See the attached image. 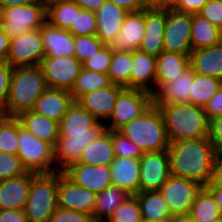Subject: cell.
<instances>
[{
    "label": "cell",
    "mask_w": 222,
    "mask_h": 222,
    "mask_svg": "<svg viewBox=\"0 0 222 222\" xmlns=\"http://www.w3.org/2000/svg\"><path fill=\"white\" fill-rule=\"evenodd\" d=\"M139 162V192L159 191L171 175L167 150L145 152L139 158Z\"/></svg>",
    "instance_id": "cell-14"
},
{
    "label": "cell",
    "mask_w": 222,
    "mask_h": 222,
    "mask_svg": "<svg viewBox=\"0 0 222 222\" xmlns=\"http://www.w3.org/2000/svg\"><path fill=\"white\" fill-rule=\"evenodd\" d=\"M48 222H93L89 214L58 207Z\"/></svg>",
    "instance_id": "cell-48"
},
{
    "label": "cell",
    "mask_w": 222,
    "mask_h": 222,
    "mask_svg": "<svg viewBox=\"0 0 222 222\" xmlns=\"http://www.w3.org/2000/svg\"><path fill=\"white\" fill-rule=\"evenodd\" d=\"M38 0H0V5L2 8L14 7V6H22L28 5Z\"/></svg>",
    "instance_id": "cell-59"
},
{
    "label": "cell",
    "mask_w": 222,
    "mask_h": 222,
    "mask_svg": "<svg viewBox=\"0 0 222 222\" xmlns=\"http://www.w3.org/2000/svg\"><path fill=\"white\" fill-rule=\"evenodd\" d=\"M153 105L149 92L124 88L118 95L106 130L119 131L133 119L141 116Z\"/></svg>",
    "instance_id": "cell-9"
},
{
    "label": "cell",
    "mask_w": 222,
    "mask_h": 222,
    "mask_svg": "<svg viewBox=\"0 0 222 222\" xmlns=\"http://www.w3.org/2000/svg\"><path fill=\"white\" fill-rule=\"evenodd\" d=\"M203 110L207 114V118L209 120L218 116H222V86L207 102Z\"/></svg>",
    "instance_id": "cell-50"
},
{
    "label": "cell",
    "mask_w": 222,
    "mask_h": 222,
    "mask_svg": "<svg viewBox=\"0 0 222 222\" xmlns=\"http://www.w3.org/2000/svg\"><path fill=\"white\" fill-rule=\"evenodd\" d=\"M191 14L166 10L164 51L190 55Z\"/></svg>",
    "instance_id": "cell-13"
},
{
    "label": "cell",
    "mask_w": 222,
    "mask_h": 222,
    "mask_svg": "<svg viewBox=\"0 0 222 222\" xmlns=\"http://www.w3.org/2000/svg\"><path fill=\"white\" fill-rule=\"evenodd\" d=\"M179 0H146L149 9L174 10Z\"/></svg>",
    "instance_id": "cell-55"
},
{
    "label": "cell",
    "mask_w": 222,
    "mask_h": 222,
    "mask_svg": "<svg viewBox=\"0 0 222 222\" xmlns=\"http://www.w3.org/2000/svg\"><path fill=\"white\" fill-rule=\"evenodd\" d=\"M109 168L113 186L126 190L130 195L139 193V158L115 156Z\"/></svg>",
    "instance_id": "cell-20"
},
{
    "label": "cell",
    "mask_w": 222,
    "mask_h": 222,
    "mask_svg": "<svg viewBox=\"0 0 222 222\" xmlns=\"http://www.w3.org/2000/svg\"><path fill=\"white\" fill-rule=\"evenodd\" d=\"M206 188L212 193L219 207L222 217V185H207Z\"/></svg>",
    "instance_id": "cell-58"
},
{
    "label": "cell",
    "mask_w": 222,
    "mask_h": 222,
    "mask_svg": "<svg viewBox=\"0 0 222 222\" xmlns=\"http://www.w3.org/2000/svg\"><path fill=\"white\" fill-rule=\"evenodd\" d=\"M69 32L74 36L96 35L97 23L95 13L83 10L76 4V19Z\"/></svg>",
    "instance_id": "cell-41"
},
{
    "label": "cell",
    "mask_w": 222,
    "mask_h": 222,
    "mask_svg": "<svg viewBox=\"0 0 222 222\" xmlns=\"http://www.w3.org/2000/svg\"><path fill=\"white\" fill-rule=\"evenodd\" d=\"M132 51L113 52L107 75L112 84L130 89Z\"/></svg>",
    "instance_id": "cell-36"
},
{
    "label": "cell",
    "mask_w": 222,
    "mask_h": 222,
    "mask_svg": "<svg viewBox=\"0 0 222 222\" xmlns=\"http://www.w3.org/2000/svg\"><path fill=\"white\" fill-rule=\"evenodd\" d=\"M119 131L138 145L144 153L164 151L169 147L170 141L166 134L164 119L155 104Z\"/></svg>",
    "instance_id": "cell-5"
},
{
    "label": "cell",
    "mask_w": 222,
    "mask_h": 222,
    "mask_svg": "<svg viewBox=\"0 0 222 222\" xmlns=\"http://www.w3.org/2000/svg\"><path fill=\"white\" fill-rule=\"evenodd\" d=\"M35 172L27 171L14 178L0 180V208L23 210L25 208L31 178Z\"/></svg>",
    "instance_id": "cell-19"
},
{
    "label": "cell",
    "mask_w": 222,
    "mask_h": 222,
    "mask_svg": "<svg viewBox=\"0 0 222 222\" xmlns=\"http://www.w3.org/2000/svg\"><path fill=\"white\" fill-rule=\"evenodd\" d=\"M44 55L41 28H37L9 40V51L5 61L12 68L36 66L40 65Z\"/></svg>",
    "instance_id": "cell-10"
},
{
    "label": "cell",
    "mask_w": 222,
    "mask_h": 222,
    "mask_svg": "<svg viewBox=\"0 0 222 222\" xmlns=\"http://www.w3.org/2000/svg\"><path fill=\"white\" fill-rule=\"evenodd\" d=\"M111 84L107 74L82 68L69 92L72 94L74 101H76L81 95L98 90L102 87H108Z\"/></svg>",
    "instance_id": "cell-37"
},
{
    "label": "cell",
    "mask_w": 222,
    "mask_h": 222,
    "mask_svg": "<svg viewBox=\"0 0 222 222\" xmlns=\"http://www.w3.org/2000/svg\"><path fill=\"white\" fill-rule=\"evenodd\" d=\"M40 67L43 70L47 87L70 91L83 68L75 57L44 56Z\"/></svg>",
    "instance_id": "cell-11"
},
{
    "label": "cell",
    "mask_w": 222,
    "mask_h": 222,
    "mask_svg": "<svg viewBox=\"0 0 222 222\" xmlns=\"http://www.w3.org/2000/svg\"><path fill=\"white\" fill-rule=\"evenodd\" d=\"M139 202L143 222H152L171 217L168 204L159 191H145L135 194Z\"/></svg>",
    "instance_id": "cell-32"
},
{
    "label": "cell",
    "mask_w": 222,
    "mask_h": 222,
    "mask_svg": "<svg viewBox=\"0 0 222 222\" xmlns=\"http://www.w3.org/2000/svg\"><path fill=\"white\" fill-rule=\"evenodd\" d=\"M105 44L96 35L75 36V57L83 63Z\"/></svg>",
    "instance_id": "cell-43"
},
{
    "label": "cell",
    "mask_w": 222,
    "mask_h": 222,
    "mask_svg": "<svg viewBox=\"0 0 222 222\" xmlns=\"http://www.w3.org/2000/svg\"><path fill=\"white\" fill-rule=\"evenodd\" d=\"M201 187L193 180L170 175L159 192L166 200L171 215H188Z\"/></svg>",
    "instance_id": "cell-12"
},
{
    "label": "cell",
    "mask_w": 222,
    "mask_h": 222,
    "mask_svg": "<svg viewBox=\"0 0 222 222\" xmlns=\"http://www.w3.org/2000/svg\"><path fill=\"white\" fill-rule=\"evenodd\" d=\"M194 71L189 67L171 82H164L152 95L153 104H187L190 103V92Z\"/></svg>",
    "instance_id": "cell-22"
},
{
    "label": "cell",
    "mask_w": 222,
    "mask_h": 222,
    "mask_svg": "<svg viewBox=\"0 0 222 222\" xmlns=\"http://www.w3.org/2000/svg\"><path fill=\"white\" fill-rule=\"evenodd\" d=\"M124 87L111 84L98 90L81 95L76 101L98 121L109 120L113 112L116 99Z\"/></svg>",
    "instance_id": "cell-18"
},
{
    "label": "cell",
    "mask_w": 222,
    "mask_h": 222,
    "mask_svg": "<svg viewBox=\"0 0 222 222\" xmlns=\"http://www.w3.org/2000/svg\"><path fill=\"white\" fill-rule=\"evenodd\" d=\"M166 10L145 9V34L139 50L157 57L164 51Z\"/></svg>",
    "instance_id": "cell-21"
},
{
    "label": "cell",
    "mask_w": 222,
    "mask_h": 222,
    "mask_svg": "<svg viewBox=\"0 0 222 222\" xmlns=\"http://www.w3.org/2000/svg\"><path fill=\"white\" fill-rule=\"evenodd\" d=\"M12 71L13 68L6 61H0V113L4 116Z\"/></svg>",
    "instance_id": "cell-46"
},
{
    "label": "cell",
    "mask_w": 222,
    "mask_h": 222,
    "mask_svg": "<svg viewBox=\"0 0 222 222\" xmlns=\"http://www.w3.org/2000/svg\"><path fill=\"white\" fill-rule=\"evenodd\" d=\"M63 173L75 184L96 194L112 185L110 168L105 165L92 166L77 162L70 165Z\"/></svg>",
    "instance_id": "cell-17"
},
{
    "label": "cell",
    "mask_w": 222,
    "mask_h": 222,
    "mask_svg": "<svg viewBox=\"0 0 222 222\" xmlns=\"http://www.w3.org/2000/svg\"><path fill=\"white\" fill-rule=\"evenodd\" d=\"M18 156L27 171L35 173H51L58 171L53 169L54 148L50 143L42 141L31 134L18 119Z\"/></svg>",
    "instance_id": "cell-7"
},
{
    "label": "cell",
    "mask_w": 222,
    "mask_h": 222,
    "mask_svg": "<svg viewBox=\"0 0 222 222\" xmlns=\"http://www.w3.org/2000/svg\"><path fill=\"white\" fill-rule=\"evenodd\" d=\"M114 157L112 131L105 130L96 140H93L86 146L78 163L92 166H109Z\"/></svg>",
    "instance_id": "cell-30"
},
{
    "label": "cell",
    "mask_w": 222,
    "mask_h": 222,
    "mask_svg": "<svg viewBox=\"0 0 222 222\" xmlns=\"http://www.w3.org/2000/svg\"><path fill=\"white\" fill-rule=\"evenodd\" d=\"M112 146L117 157L140 158L144 152L120 131H112Z\"/></svg>",
    "instance_id": "cell-42"
},
{
    "label": "cell",
    "mask_w": 222,
    "mask_h": 222,
    "mask_svg": "<svg viewBox=\"0 0 222 222\" xmlns=\"http://www.w3.org/2000/svg\"><path fill=\"white\" fill-rule=\"evenodd\" d=\"M47 22L52 26L69 31L76 19V3L65 0L46 8Z\"/></svg>",
    "instance_id": "cell-38"
},
{
    "label": "cell",
    "mask_w": 222,
    "mask_h": 222,
    "mask_svg": "<svg viewBox=\"0 0 222 222\" xmlns=\"http://www.w3.org/2000/svg\"><path fill=\"white\" fill-rule=\"evenodd\" d=\"M58 171L35 173L24 208L28 222H48L58 208Z\"/></svg>",
    "instance_id": "cell-6"
},
{
    "label": "cell",
    "mask_w": 222,
    "mask_h": 222,
    "mask_svg": "<svg viewBox=\"0 0 222 222\" xmlns=\"http://www.w3.org/2000/svg\"><path fill=\"white\" fill-rule=\"evenodd\" d=\"M208 0H179L175 11L181 13H198Z\"/></svg>",
    "instance_id": "cell-51"
},
{
    "label": "cell",
    "mask_w": 222,
    "mask_h": 222,
    "mask_svg": "<svg viewBox=\"0 0 222 222\" xmlns=\"http://www.w3.org/2000/svg\"><path fill=\"white\" fill-rule=\"evenodd\" d=\"M26 172L27 169L18 155L0 152V180L14 178Z\"/></svg>",
    "instance_id": "cell-44"
},
{
    "label": "cell",
    "mask_w": 222,
    "mask_h": 222,
    "mask_svg": "<svg viewBox=\"0 0 222 222\" xmlns=\"http://www.w3.org/2000/svg\"><path fill=\"white\" fill-rule=\"evenodd\" d=\"M44 56L69 57L75 55V36L69 31L46 22L41 27Z\"/></svg>",
    "instance_id": "cell-26"
},
{
    "label": "cell",
    "mask_w": 222,
    "mask_h": 222,
    "mask_svg": "<svg viewBox=\"0 0 222 222\" xmlns=\"http://www.w3.org/2000/svg\"><path fill=\"white\" fill-rule=\"evenodd\" d=\"M198 14L222 30V0H208Z\"/></svg>",
    "instance_id": "cell-47"
},
{
    "label": "cell",
    "mask_w": 222,
    "mask_h": 222,
    "mask_svg": "<svg viewBox=\"0 0 222 222\" xmlns=\"http://www.w3.org/2000/svg\"><path fill=\"white\" fill-rule=\"evenodd\" d=\"M188 215L194 222H222L215 198L206 187L197 192Z\"/></svg>",
    "instance_id": "cell-33"
},
{
    "label": "cell",
    "mask_w": 222,
    "mask_h": 222,
    "mask_svg": "<svg viewBox=\"0 0 222 222\" xmlns=\"http://www.w3.org/2000/svg\"><path fill=\"white\" fill-rule=\"evenodd\" d=\"M190 67L194 73L207 75L222 81V42L192 50L189 55Z\"/></svg>",
    "instance_id": "cell-27"
},
{
    "label": "cell",
    "mask_w": 222,
    "mask_h": 222,
    "mask_svg": "<svg viewBox=\"0 0 222 222\" xmlns=\"http://www.w3.org/2000/svg\"><path fill=\"white\" fill-rule=\"evenodd\" d=\"M127 12H140L146 9V0H110Z\"/></svg>",
    "instance_id": "cell-54"
},
{
    "label": "cell",
    "mask_w": 222,
    "mask_h": 222,
    "mask_svg": "<svg viewBox=\"0 0 222 222\" xmlns=\"http://www.w3.org/2000/svg\"><path fill=\"white\" fill-rule=\"evenodd\" d=\"M190 67L189 55L162 51L156 57V89L171 82Z\"/></svg>",
    "instance_id": "cell-29"
},
{
    "label": "cell",
    "mask_w": 222,
    "mask_h": 222,
    "mask_svg": "<svg viewBox=\"0 0 222 222\" xmlns=\"http://www.w3.org/2000/svg\"><path fill=\"white\" fill-rule=\"evenodd\" d=\"M18 118L0 115V152L18 154Z\"/></svg>",
    "instance_id": "cell-39"
},
{
    "label": "cell",
    "mask_w": 222,
    "mask_h": 222,
    "mask_svg": "<svg viewBox=\"0 0 222 222\" xmlns=\"http://www.w3.org/2000/svg\"><path fill=\"white\" fill-rule=\"evenodd\" d=\"M73 102L72 94L68 90L48 87L36 100L32 110L60 122Z\"/></svg>",
    "instance_id": "cell-24"
},
{
    "label": "cell",
    "mask_w": 222,
    "mask_h": 222,
    "mask_svg": "<svg viewBox=\"0 0 222 222\" xmlns=\"http://www.w3.org/2000/svg\"><path fill=\"white\" fill-rule=\"evenodd\" d=\"M96 193L83 188L58 171V207L83 212L93 216Z\"/></svg>",
    "instance_id": "cell-15"
},
{
    "label": "cell",
    "mask_w": 222,
    "mask_h": 222,
    "mask_svg": "<svg viewBox=\"0 0 222 222\" xmlns=\"http://www.w3.org/2000/svg\"><path fill=\"white\" fill-rule=\"evenodd\" d=\"M208 185H222V150L215 152L211 179Z\"/></svg>",
    "instance_id": "cell-52"
},
{
    "label": "cell",
    "mask_w": 222,
    "mask_h": 222,
    "mask_svg": "<svg viewBox=\"0 0 222 222\" xmlns=\"http://www.w3.org/2000/svg\"><path fill=\"white\" fill-rule=\"evenodd\" d=\"M9 37L0 26V61H5L9 51Z\"/></svg>",
    "instance_id": "cell-57"
},
{
    "label": "cell",
    "mask_w": 222,
    "mask_h": 222,
    "mask_svg": "<svg viewBox=\"0 0 222 222\" xmlns=\"http://www.w3.org/2000/svg\"><path fill=\"white\" fill-rule=\"evenodd\" d=\"M170 173L206 187L211 179L215 149L208 137L172 141L167 149Z\"/></svg>",
    "instance_id": "cell-2"
},
{
    "label": "cell",
    "mask_w": 222,
    "mask_h": 222,
    "mask_svg": "<svg viewBox=\"0 0 222 222\" xmlns=\"http://www.w3.org/2000/svg\"><path fill=\"white\" fill-rule=\"evenodd\" d=\"M106 130V124L98 121L77 101L68 108L59 122V137L54 145V161L63 172L70 165L77 163L83 150Z\"/></svg>",
    "instance_id": "cell-1"
},
{
    "label": "cell",
    "mask_w": 222,
    "mask_h": 222,
    "mask_svg": "<svg viewBox=\"0 0 222 222\" xmlns=\"http://www.w3.org/2000/svg\"><path fill=\"white\" fill-rule=\"evenodd\" d=\"M112 59V50L108 45L101 47L95 54L86 59L82 66L90 71L107 74Z\"/></svg>",
    "instance_id": "cell-45"
},
{
    "label": "cell",
    "mask_w": 222,
    "mask_h": 222,
    "mask_svg": "<svg viewBox=\"0 0 222 222\" xmlns=\"http://www.w3.org/2000/svg\"><path fill=\"white\" fill-rule=\"evenodd\" d=\"M152 222H171V217H167V218L160 219V220H157V221H152Z\"/></svg>",
    "instance_id": "cell-62"
},
{
    "label": "cell",
    "mask_w": 222,
    "mask_h": 222,
    "mask_svg": "<svg viewBox=\"0 0 222 222\" xmlns=\"http://www.w3.org/2000/svg\"><path fill=\"white\" fill-rule=\"evenodd\" d=\"M47 22L46 8L39 2L2 8L1 27L9 39L32 29L41 28Z\"/></svg>",
    "instance_id": "cell-8"
},
{
    "label": "cell",
    "mask_w": 222,
    "mask_h": 222,
    "mask_svg": "<svg viewBox=\"0 0 222 222\" xmlns=\"http://www.w3.org/2000/svg\"><path fill=\"white\" fill-rule=\"evenodd\" d=\"M191 48L197 50L222 42V30L198 13L191 14Z\"/></svg>",
    "instance_id": "cell-31"
},
{
    "label": "cell",
    "mask_w": 222,
    "mask_h": 222,
    "mask_svg": "<svg viewBox=\"0 0 222 222\" xmlns=\"http://www.w3.org/2000/svg\"><path fill=\"white\" fill-rule=\"evenodd\" d=\"M127 14L126 10L112 1L106 0L103 6L95 12L97 23L96 36L105 45H108L120 32L123 20Z\"/></svg>",
    "instance_id": "cell-25"
},
{
    "label": "cell",
    "mask_w": 222,
    "mask_h": 222,
    "mask_svg": "<svg viewBox=\"0 0 222 222\" xmlns=\"http://www.w3.org/2000/svg\"><path fill=\"white\" fill-rule=\"evenodd\" d=\"M45 8H48L52 4L59 3L65 0H38Z\"/></svg>",
    "instance_id": "cell-61"
},
{
    "label": "cell",
    "mask_w": 222,
    "mask_h": 222,
    "mask_svg": "<svg viewBox=\"0 0 222 222\" xmlns=\"http://www.w3.org/2000/svg\"><path fill=\"white\" fill-rule=\"evenodd\" d=\"M0 222H28L25 211L1 209L0 208Z\"/></svg>",
    "instance_id": "cell-53"
},
{
    "label": "cell",
    "mask_w": 222,
    "mask_h": 222,
    "mask_svg": "<svg viewBox=\"0 0 222 222\" xmlns=\"http://www.w3.org/2000/svg\"><path fill=\"white\" fill-rule=\"evenodd\" d=\"M155 85V90L151 88ZM150 87H149V86ZM130 89H138L153 94L156 91V57L139 49L132 51Z\"/></svg>",
    "instance_id": "cell-23"
},
{
    "label": "cell",
    "mask_w": 222,
    "mask_h": 222,
    "mask_svg": "<svg viewBox=\"0 0 222 222\" xmlns=\"http://www.w3.org/2000/svg\"><path fill=\"white\" fill-rule=\"evenodd\" d=\"M78 4L83 10H88L90 12H97L106 0H73Z\"/></svg>",
    "instance_id": "cell-56"
},
{
    "label": "cell",
    "mask_w": 222,
    "mask_h": 222,
    "mask_svg": "<svg viewBox=\"0 0 222 222\" xmlns=\"http://www.w3.org/2000/svg\"><path fill=\"white\" fill-rule=\"evenodd\" d=\"M108 222H143L139 202L135 195H130L109 216Z\"/></svg>",
    "instance_id": "cell-40"
},
{
    "label": "cell",
    "mask_w": 222,
    "mask_h": 222,
    "mask_svg": "<svg viewBox=\"0 0 222 222\" xmlns=\"http://www.w3.org/2000/svg\"><path fill=\"white\" fill-rule=\"evenodd\" d=\"M221 86L222 81L219 79L194 73L190 104L204 108Z\"/></svg>",
    "instance_id": "cell-35"
},
{
    "label": "cell",
    "mask_w": 222,
    "mask_h": 222,
    "mask_svg": "<svg viewBox=\"0 0 222 222\" xmlns=\"http://www.w3.org/2000/svg\"><path fill=\"white\" fill-rule=\"evenodd\" d=\"M145 34V9L140 12H128L120 32L108 43L113 52L134 51L139 49Z\"/></svg>",
    "instance_id": "cell-16"
},
{
    "label": "cell",
    "mask_w": 222,
    "mask_h": 222,
    "mask_svg": "<svg viewBox=\"0 0 222 222\" xmlns=\"http://www.w3.org/2000/svg\"><path fill=\"white\" fill-rule=\"evenodd\" d=\"M1 23H2V7L0 5V26H1Z\"/></svg>",
    "instance_id": "cell-63"
},
{
    "label": "cell",
    "mask_w": 222,
    "mask_h": 222,
    "mask_svg": "<svg viewBox=\"0 0 222 222\" xmlns=\"http://www.w3.org/2000/svg\"><path fill=\"white\" fill-rule=\"evenodd\" d=\"M17 118L21 125L31 134L54 147L59 137V122L38 114L33 110L21 112Z\"/></svg>",
    "instance_id": "cell-28"
},
{
    "label": "cell",
    "mask_w": 222,
    "mask_h": 222,
    "mask_svg": "<svg viewBox=\"0 0 222 222\" xmlns=\"http://www.w3.org/2000/svg\"><path fill=\"white\" fill-rule=\"evenodd\" d=\"M130 194L121 188H117L113 185L108 186L102 192L96 195V202L93 212V222H105L102 218L109 216L119 207V205L125 201Z\"/></svg>",
    "instance_id": "cell-34"
},
{
    "label": "cell",
    "mask_w": 222,
    "mask_h": 222,
    "mask_svg": "<svg viewBox=\"0 0 222 222\" xmlns=\"http://www.w3.org/2000/svg\"><path fill=\"white\" fill-rule=\"evenodd\" d=\"M171 222H194L189 215H172Z\"/></svg>",
    "instance_id": "cell-60"
},
{
    "label": "cell",
    "mask_w": 222,
    "mask_h": 222,
    "mask_svg": "<svg viewBox=\"0 0 222 222\" xmlns=\"http://www.w3.org/2000/svg\"><path fill=\"white\" fill-rule=\"evenodd\" d=\"M208 138L212 142L215 151L222 150V116L209 120Z\"/></svg>",
    "instance_id": "cell-49"
},
{
    "label": "cell",
    "mask_w": 222,
    "mask_h": 222,
    "mask_svg": "<svg viewBox=\"0 0 222 222\" xmlns=\"http://www.w3.org/2000/svg\"><path fill=\"white\" fill-rule=\"evenodd\" d=\"M47 88L40 65L13 68L5 116L17 117L21 112L32 110Z\"/></svg>",
    "instance_id": "cell-4"
},
{
    "label": "cell",
    "mask_w": 222,
    "mask_h": 222,
    "mask_svg": "<svg viewBox=\"0 0 222 222\" xmlns=\"http://www.w3.org/2000/svg\"><path fill=\"white\" fill-rule=\"evenodd\" d=\"M170 142L208 137L209 119L202 107L193 104L157 103Z\"/></svg>",
    "instance_id": "cell-3"
}]
</instances>
